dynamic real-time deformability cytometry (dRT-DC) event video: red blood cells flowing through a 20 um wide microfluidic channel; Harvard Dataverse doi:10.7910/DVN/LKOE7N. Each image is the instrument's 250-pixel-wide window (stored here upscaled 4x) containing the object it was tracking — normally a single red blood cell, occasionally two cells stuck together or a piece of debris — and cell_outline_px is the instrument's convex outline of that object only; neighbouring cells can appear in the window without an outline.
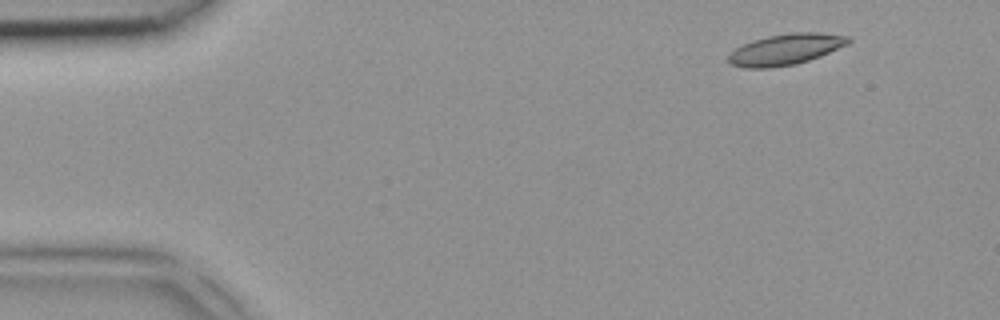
{"species": "common noctule bat (a hibernating species)", "species_latin": "Nyctalus noctula", "temperature_condition": "room temperature", "stored_images_in_passage": 4, "camera_frame_rate_fps": 3000, "um_per_image_px": 0.085, "animal": {"sex": "female", "body_mass_g": 18.4}, "frame": {"image": 1, "passage_image": 1, "time_ms": 0.0, "image_size_px": [1000, 320], "cell_outline_px": [[852, 40], [848, 44], [820, 56], [796, 64], [768, 68], [744, 68], [728, 64], [728, 56], [736, 48], [752, 40], [768, 36], [792, 32], [816, 32], [852, 36]], "centroid_in_image_um": [66.79, 4.19], "position_along_channel_um": 18.2, "area_um2": 21.73}}
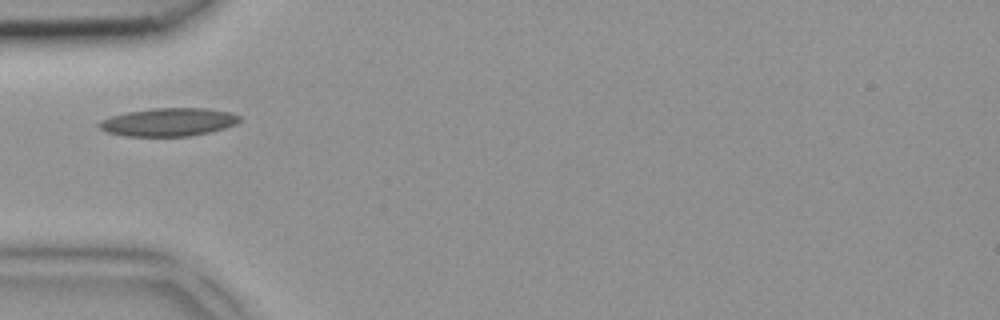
{"frame": {"image": 2, "passage_image": 4, "time_ms": 1.0, "image_size_px": [1000, 320], "cell_outline_px": [[240, 120], [236, 124], [224, 128], [208, 132], [188, 136], [124, 136], [104, 132], [96, 124], [100, 120], [112, 116], [128, 112], [152, 108], [204, 108], [232, 112], [240, 116]], "centroid_in_image_um": [14.29, 10.38], "position_along_channel_um": 70.7, "area_um2": 23.06}}